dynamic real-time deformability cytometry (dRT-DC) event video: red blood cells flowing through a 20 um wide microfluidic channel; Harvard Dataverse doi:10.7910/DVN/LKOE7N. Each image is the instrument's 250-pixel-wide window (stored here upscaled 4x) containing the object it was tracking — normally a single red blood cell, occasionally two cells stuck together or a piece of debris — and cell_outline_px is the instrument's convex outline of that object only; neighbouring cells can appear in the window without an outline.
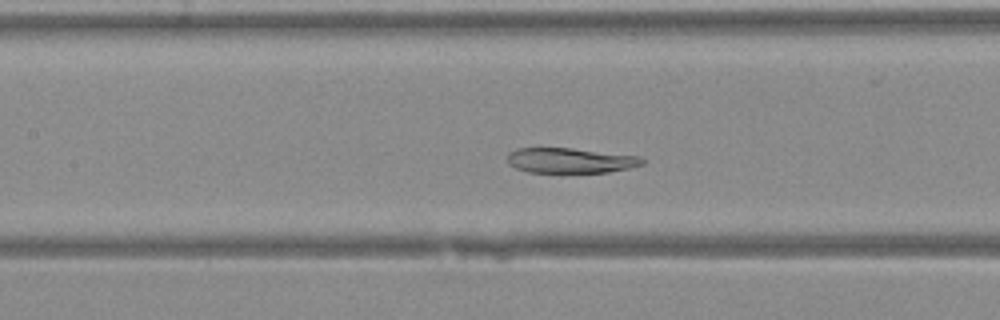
{"species": "Egyptian fruit bat (a non-hibernating species)", "species_latin": "Rousettus aegyptiacus", "temperature_condition": "warm", "stored_images_in_passage": 38, "camera_frame_rate_fps": 3000, "um_per_image_px": 0.085, "animal": {"sex": "female"}, "frame": {"image": 1, "passage_image": 16, "time_ms": 5.0, "image_size_px": [1000, 320], "cell_outline_px": [[644, 164], [628, 168], [608, 172], [528, 172], [516, 168], [508, 164], [508, 152], [516, 148], [572, 148], [640, 156], [644, 160]], "centroid_in_image_um": [48.46, 13.63], "position_along_channel_um": 158.9, "area_um2": 19.71}}
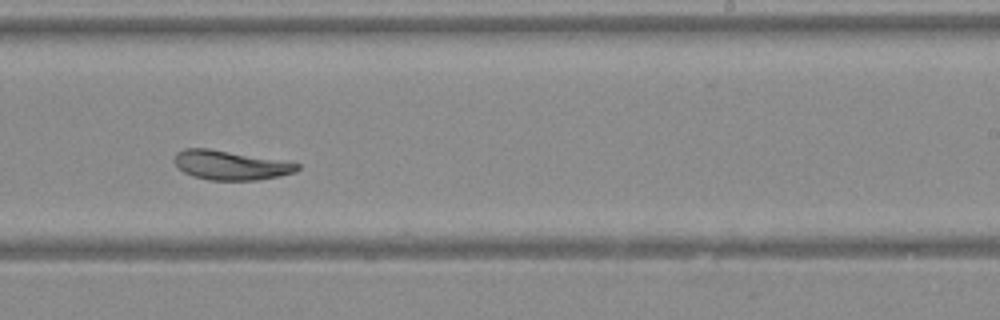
{"frame": {"image": 2, "passage_image": 23, "time_ms": 7.333, "image_size_px": [1000, 320], "cell_outline_px": [[300, 168], [296, 172], [280, 176], [256, 180], [208, 180], [192, 176], [184, 172], [176, 164], [176, 152], [184, 148], [208, 148], [300, 164]], "centroid_in_image_um": [19.58, 14.05], "position_along_channel_um": 269.4, "area_um2": 20.63}}
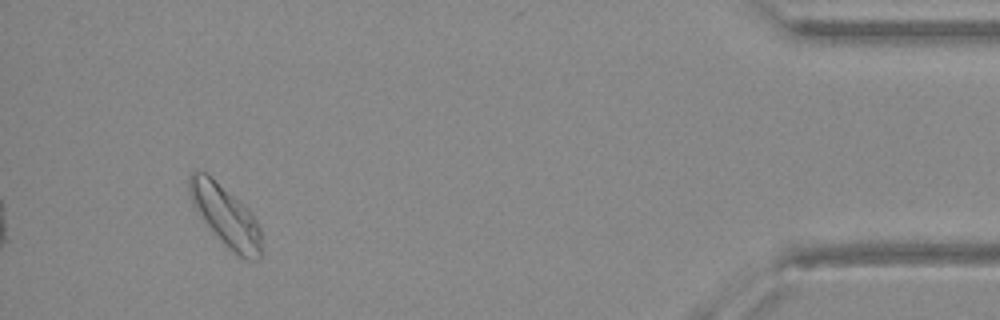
{"frame": {"image": 3, "passage_image": 36, "time_ms": 11.667, "image_size_px": [1000, 320], "cell_outline_px": [[260, 260], [244, 260], [236, 256], [224, 244], [200, 216], [192, 204], [188, 192], [188, 176], [192, 172], [204, 172], [240, 200], [252, 212], [260, 224]], "centroid_in_image_um": [19.19, 18.37], "position_along_channel_um": 416.0, "area_um2": 25.61}}